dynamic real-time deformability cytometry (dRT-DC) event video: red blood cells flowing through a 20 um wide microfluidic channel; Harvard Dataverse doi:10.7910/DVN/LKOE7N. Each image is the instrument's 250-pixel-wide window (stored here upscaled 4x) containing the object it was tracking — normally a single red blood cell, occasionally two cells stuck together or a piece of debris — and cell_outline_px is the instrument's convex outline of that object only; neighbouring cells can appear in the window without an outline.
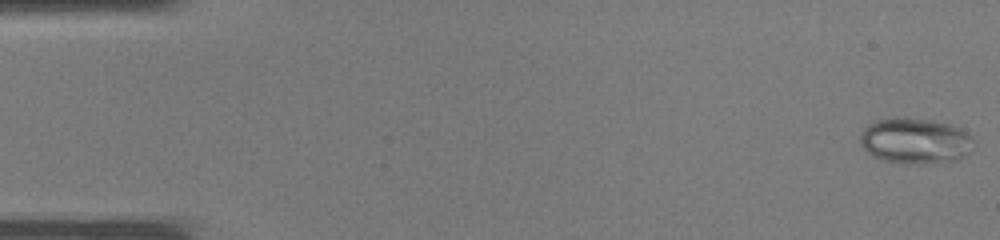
{"species": "common noctule bat (a hibernating species)", "species_latin": "Nyctalus noctula", "temperature_condition": "warm", "stored_images_in_passage": 38, "camera_frame_rate_fps": 3000, "um_per_image_px": 0.085, "animal": {"sex": "male", "body_mass_g": 19.0, "forearm_length_mm": 50.8}, "frame": {"image": 1, "passage_image": 1, "time_ms": 0.0, "image_size_px": [1000, 240], "cell_outline_px": [[972, 152], [956, 160], [924, 164], [908, 164], [880, 160], [872, 156], [860, 144], [860, 136], [864, 128], [868, 124], [876, 120], [932, 120], [948, 124], [960, 128], [968, 132], [972, 136]], "centroid_in_image_um": [77.81, 12.02], "position_along_channel_um": 7.2, "area_um2": 29.88}}
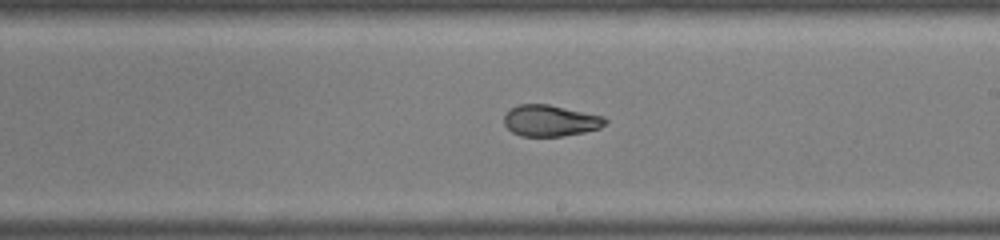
{"frame": {"image": 2, "passage_image": 22, "time_ms": 7.0, "image_size_px": [1000, 240], "cell_outline_px": [[608, 120], [600, 128], [584, 132], [564, 136], [520, 136], [512, 132], [504, 124], [504, 116], [512, 108], [520, 104], [548, 104], [604, 116]], "centroid_in_image_um": [46.79, 10.26], "position_along_channel_um": 242.2, "area_um2": 18.38}}
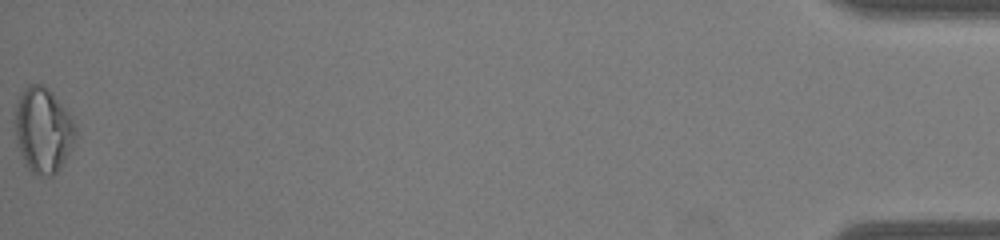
{"frame": {"image": 3, "passage_image": 38, "time_ms": 12.333, "image_size_px": [1000, 240], "cell_outline_px": [[76, 136], [60, 168], [52, 176], [40, 176], [32, 172], [24, 164], [16, 140], [12, 120], [16, 104], [24, 88], [28, 84], [40, 84], [48, 88], [52, 92], [68, 112], [76, 128]], "centroid_in_image_um": [3.61, 11.05], "position_along_channel_um": 431.6, "area_um2": 30.23}}